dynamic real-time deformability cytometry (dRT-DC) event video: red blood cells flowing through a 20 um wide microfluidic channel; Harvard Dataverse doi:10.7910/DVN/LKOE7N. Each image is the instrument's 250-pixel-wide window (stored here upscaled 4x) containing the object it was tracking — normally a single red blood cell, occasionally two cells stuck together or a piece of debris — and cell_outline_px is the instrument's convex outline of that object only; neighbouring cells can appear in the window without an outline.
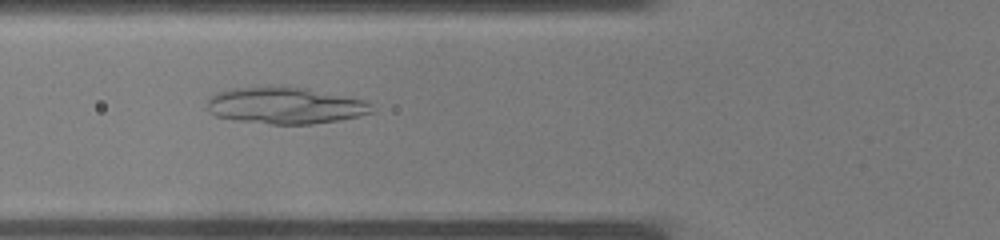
{"species": "common noctule bat (a hibernating species)", "species_latin": "Nyctalus noctula", "temperature_condition": "warm", "stored_images_in_passage": 37, "camera_frame_rate_fps": 3000, "um_per_image_px": 0.085, "animal": {"sex": "male", "body_mass_g": 19.0, "forearm_length_mm": 50.8}, "frame": {"image": 1, "passage_image": 14, "time_ms": 4.333, "image_size_px": [1000, 240], "cell_outline_px": [[372, 112], [340, 120], [312, 124], [268, 124], [236, 120], [216, 116], [208, 112], [208, 96], [232, 88], [256, 84], [284, 84], [308, 88], [364, 100], [372, 104]], "centroid_in_image_um": [24.18, 8.92], "position_along_channel_um": 101.6, "area_um2": 36.07}}
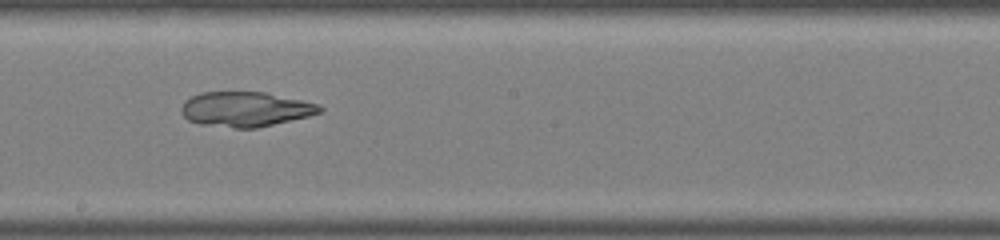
{"frame": {"image": 2, "passage_image": 21, "time_ms": 6.667, "image_size_px": [1000, 240], "cell_outline_px": [[324, 108], [320, 112], [308, 116], [256, 128], [236, 128], [200, 124], [188, 120], [180, 112], [180, 108], [184, 100], [200, 92], [264, 92], [320, 104]], "centroid_in_image_um": [20.83, 9.28], "position_along_channel_um": 227.4, "area_um2": 28.09}}
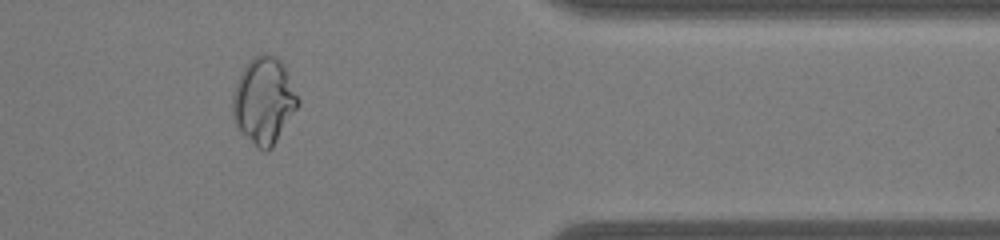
{"frame": {"image": 3, "passage_image": 31, "time_ms": 10.0, "image_size_px": [1000, 240], "cell_outline_px": [[300, 104], [272, 148], [264, 152], [236, 128], [232, 112], [232, 96], [236, 84], [248, 60], [252, 56], [264, 52], [268, 52], [276, 56], [280, 60], [300, 100]], "centroid_in_image_um": [22.42, 8.54], "position_along_channel_um": 389.0, "area_um2": 32.89}}